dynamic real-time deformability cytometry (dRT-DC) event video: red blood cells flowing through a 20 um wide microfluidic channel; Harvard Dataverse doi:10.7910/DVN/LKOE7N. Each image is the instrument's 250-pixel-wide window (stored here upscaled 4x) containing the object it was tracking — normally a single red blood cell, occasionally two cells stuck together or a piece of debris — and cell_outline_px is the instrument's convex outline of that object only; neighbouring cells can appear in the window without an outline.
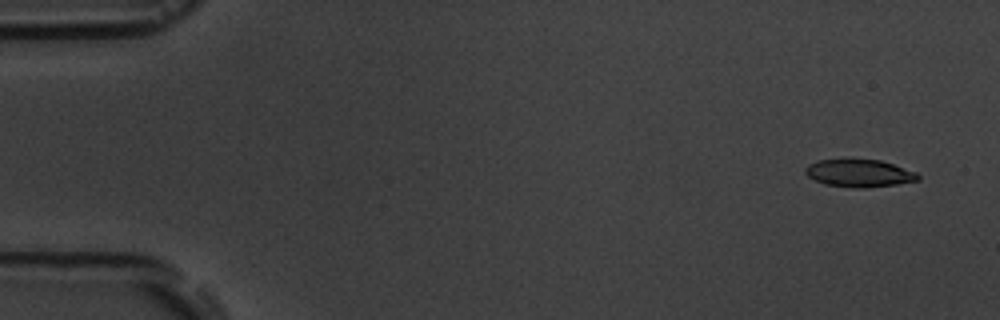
{"species": "common noctule bat (a hibernating species)", "species_latin": "Nyctalus noctula", "temperature_condition": "room temperature", "stored_images_in_passage": 5, "camera_frame_rate_fps": 3000, "um_per_image_px": 0.085, "animal": {"sex": "male", "body_mass_g": 19.5, "forearm_length_mm": 54.6}, "frame": {"image": 1, "passage_image": 1, "time_ms": 0.0, "image_size_px": [1000, 320], "cell_outline_px": [[920, 180], [896, 184], [864, 188], [852, 188], [824, 184], [808, 176], [804, 172], [804, 168], [808, 164], [820, 160], [880, 160], [916, 172], [920, 176]], "centroid_in_image_um": [73.02, 14.74], "position_along_channel_um": 12.0, "area_um2": 17.92}}
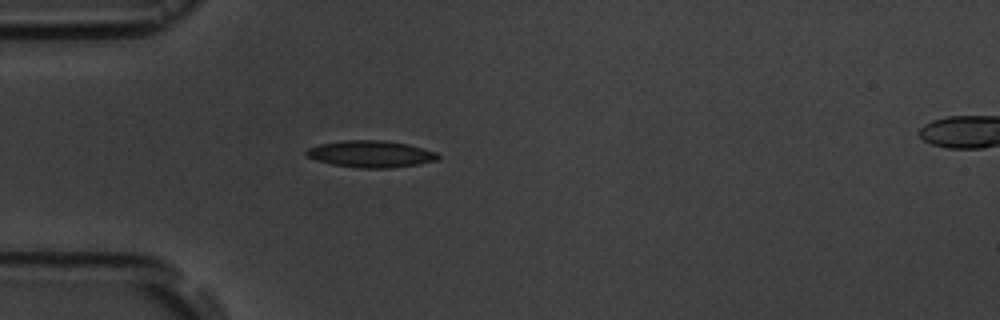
{"frame": {"image": 2, "passage_image": 4, "time_ms": 4.333, "image_size_px": [1000, 320], "cell_outline_px": [[440, 156], [436, 160], [416, 164], [392, 168], [360, 168], [332, 164], [316, 160], [308, 156], [304, 152], [308, 148], [320, 144], [344, 140], [384, 140], [408, 144], [424, 148], [436, 152]], "centroid_in_image_um": [31.52, 13.08], "position_along_channel_um": 53.5, "area_um2": 20.46}}